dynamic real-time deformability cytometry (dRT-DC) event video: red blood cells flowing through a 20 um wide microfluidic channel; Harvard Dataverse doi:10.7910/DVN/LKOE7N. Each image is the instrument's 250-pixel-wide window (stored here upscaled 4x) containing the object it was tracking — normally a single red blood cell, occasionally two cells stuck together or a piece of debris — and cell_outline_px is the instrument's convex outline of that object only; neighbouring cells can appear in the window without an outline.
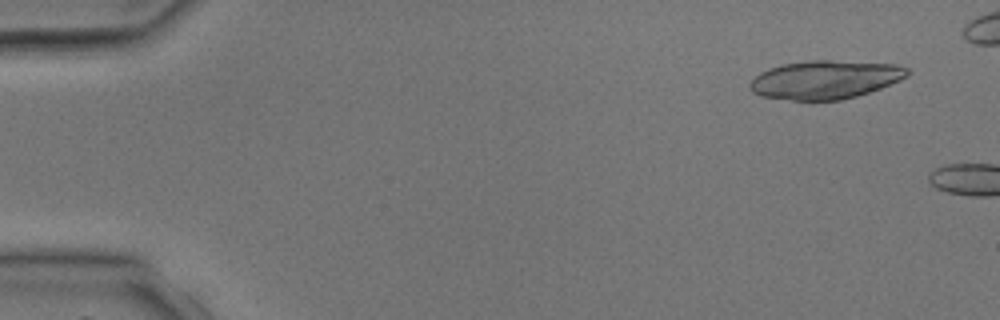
{"species": "common noctule bat (a hibernating species)", "species_latin": "Nyctalus noctula", "temperature_condition": "room temperature", "stored_images_in_passage": 2, "camera_frame_rate_fps": 3000, "um_per_image_px": 0.085, "animal": {"sex": "male", "body_mass_g": 17.9, "forearm_length_mm": 54.2}, "frame": {"image": 1, "passage_image": 1, "time_ms": 0.0, "image_size_px": [1000, 320], "cell_outline_px": [[912, 72], [908, 76], [900, 80], [880, 88], [856, 96], [840, 100], [792, 100], [760, 96], [752, 92], [748, 88], [748, 84], [760, 72], [768, 68], [784, 64], [808, 60], [828, 60], [896, 64], [908, 68]], "centroid_in_image_um": [70.13, 6.77], "position_along_channel_um": 14.9, "area_um2": 35.37}}